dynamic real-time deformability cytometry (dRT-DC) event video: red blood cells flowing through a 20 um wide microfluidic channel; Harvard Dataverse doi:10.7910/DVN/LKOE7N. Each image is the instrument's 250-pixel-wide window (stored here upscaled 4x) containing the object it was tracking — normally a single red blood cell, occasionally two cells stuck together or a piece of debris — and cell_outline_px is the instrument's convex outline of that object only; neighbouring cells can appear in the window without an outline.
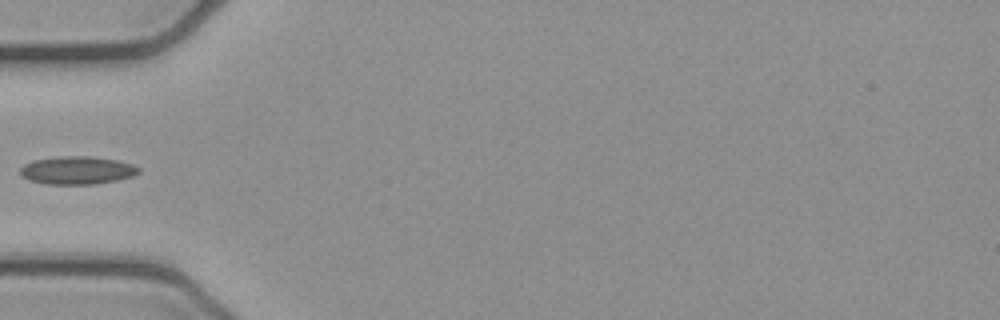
{"species": "common noctule bat (a hibernating species)", "species_latin": "Nyctalus noctula", "temperature_condition": "cold", "stored_images_in_passage": 5, "camera_frame_rate_fps": 3000, "um_per_image_px": 0.085, "animal": {"sex": "female", "body_mass_g": 21.9}, "frame": {"image": 1, "passage_image": 4, "time_ms": 1.0, "image_size_px": [1000, 320], "cell_outline_px": [[140, 172], [132, 176], [116, 180], [96, 184], [44, 184], [28, 180], [20, 176], [20, 168], [24, 164], [32, 160], [60, 156], [88, 156], [116, 160], [132, 164], [140, 168]], "centroid_in_image_um": [6.51, 14.48], "position_along_channel_um": 78.5, "area_um2": 19.42}}
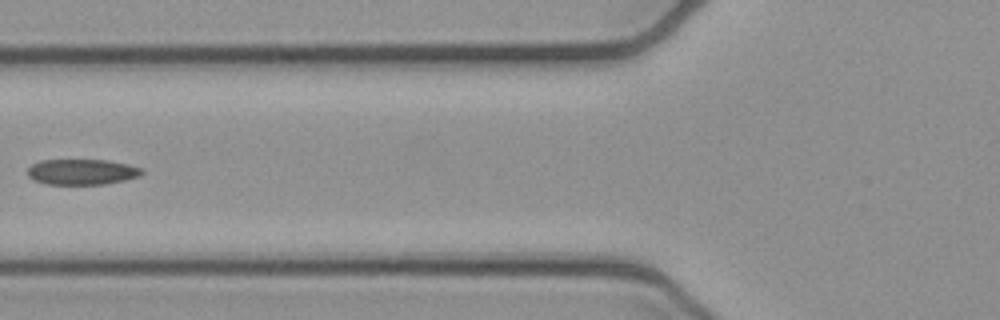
{"frame": {"image": 2, "passage_image": 5, "time_ms": 1.333, "image_size_px": [1000, 320], "cell_outline_px": [[144, 172], [140, 176], [124, 180], [104, 184], [48, 184], [32, 180], [28, 176], [28, 168], [32, 164], [40, 160], [108, 160], [128, 164], [140, 168]], "centroid_in_image_um": [6.95, 14.61], "position_along_channel_um": 118.9, "area_um2": 17.05}}